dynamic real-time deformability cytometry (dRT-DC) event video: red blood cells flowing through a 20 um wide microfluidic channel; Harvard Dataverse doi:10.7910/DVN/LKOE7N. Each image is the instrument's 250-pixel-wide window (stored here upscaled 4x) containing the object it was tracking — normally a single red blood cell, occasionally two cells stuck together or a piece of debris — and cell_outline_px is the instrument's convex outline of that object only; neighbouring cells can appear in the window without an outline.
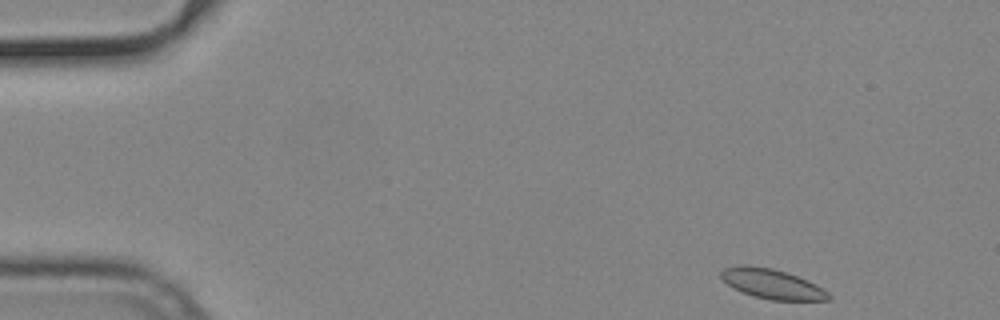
{"species": "common noctule bat (a hibernating species)", "species_latin": "Nyctalus noctula", "temperature_condition": "cold", "stored_images_in_passage": 50, "camera_frame_rate_fps": 3000, "um_per_image_px": 0.085, "animal": {"sex": "male", "body_mass_g": 19.2, "forearm_length_mm": 51.8}, "frame": {"image": 1, "passage_image": 1, "time_ms": 0.0, "image_size_px": [1000, 320], "cell_outline_px": [[832, 300], [772, 300], [756, 296], [744, 292], [728, 284], [720, 276], [720, 272], [724, 268], [740, 264], [744, 264], [772, 268], [788, 272], [808, 280], [816, 284], [828, 292], [832, 296]], "centroid_in_image_um": [65.67, 24.11], "position_along_channel_um": 19.3, "area_um2": 18.61}}
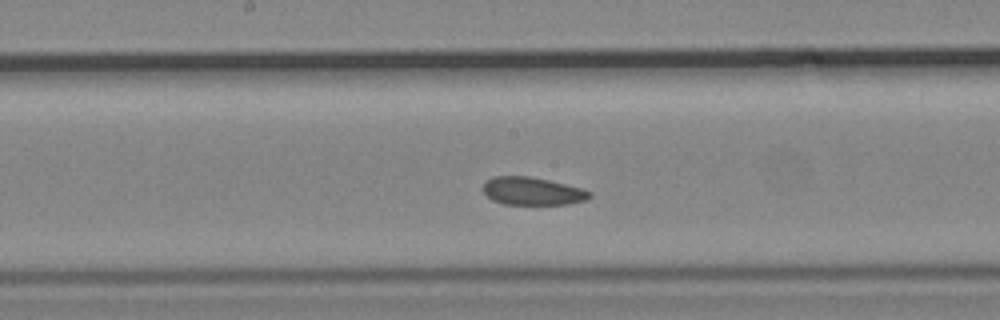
{"frame": {"image": 2, "passage_image": 24, "time_ms": 7.667, "image_size_px": [1000, 320], "cell_outline_px": [[592, 196], [584, 200], [568, 204], [504, 204], [492, 200], [484, 192], [484, 184], [492, 176], [528, 176], [548, 180], [584, 188], [592, 192]], "centroid_in_image_um": [45.28, 16.24], "position_along_channel_um": 202.9, "area_um2": 17.22}}
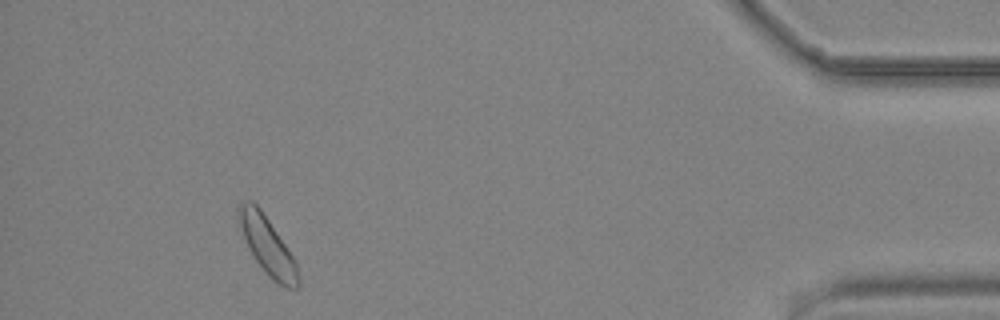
{"frame": {"image": 3, "passage_image": 46, "time_ms": 15.0, "image_size_px": [1000, 320], "cell_outline_px": [[300, 288], [288, 288], [280, 284], [268, 276], [256, 260], [248, 248], [240, 224], [236, 208], [240, 200], [252, 200], [260, 208], [296, 260], [300, 280]], "centroid_in_image_um": [22.74, 20.87], "position_along_channel_um": 412.5, "area_um2": 19.88}, "authors_computed_cell_mechanics": {"area_um2": 18.5538, "velocity_mm_per_s": 3.7078, "shape_relaxation_time_tau1_ms": 8.8178, "shape_relaxation_time_tau2_ms": 3.2707, "deformation_change_tau1": 0.0979, "deformation_change_tau2": 0.0637}}